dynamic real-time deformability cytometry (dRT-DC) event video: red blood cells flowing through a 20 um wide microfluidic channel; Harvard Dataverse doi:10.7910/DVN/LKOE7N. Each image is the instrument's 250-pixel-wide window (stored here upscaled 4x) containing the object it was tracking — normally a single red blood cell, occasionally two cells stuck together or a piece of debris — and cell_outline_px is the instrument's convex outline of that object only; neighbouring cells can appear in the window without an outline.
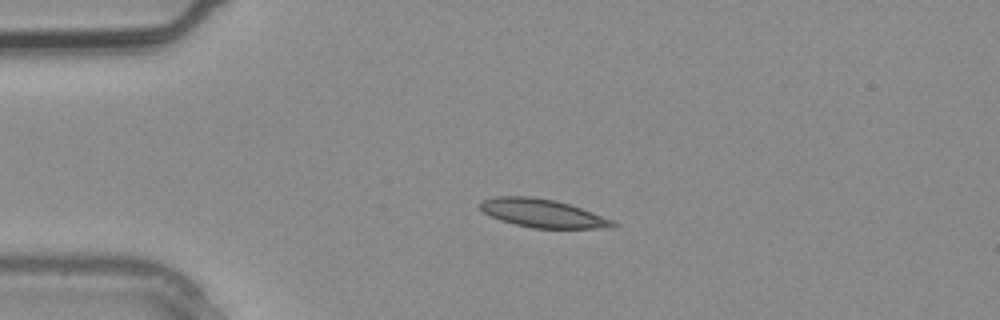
{"species": "common noctule bat (a hibernating species)", "species_latin": "Nyctalus noctula", "temperature_condition": "warm", "stored_images_in_passage": 2, "camera_frame_rate_fps": 3000, "um_per_image_px": 0.085, "animal": {"sex": "male", "body_mass_g": 20.4}, "frame": {"image": 1, "passage_image": 2, "time_ms": 0.333, "image_size_px": [1000, 320], "cell_outline_px": [[620, 224], [612, 228], [532, 228], [500, 220], [484, 212], [480, 208], [480, 200], [496, 196], [532, 196], [556, 200], [592, 212], [612, 220]], "centroid_in_image_um": [46.12, 18.12], "position_along_channel_um": 38.9, "area_um2": 21.85}}